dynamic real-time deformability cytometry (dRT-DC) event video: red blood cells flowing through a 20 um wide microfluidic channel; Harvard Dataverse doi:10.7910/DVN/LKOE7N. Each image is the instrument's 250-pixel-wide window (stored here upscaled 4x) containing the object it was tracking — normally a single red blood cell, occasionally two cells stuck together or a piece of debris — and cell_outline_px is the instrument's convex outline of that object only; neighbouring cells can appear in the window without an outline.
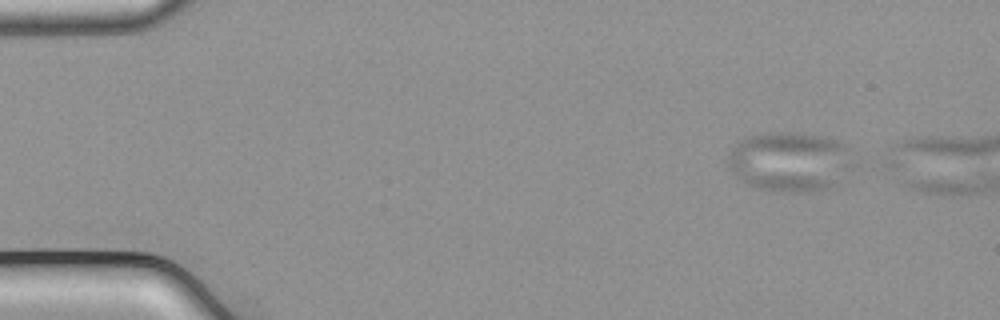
{"species": "common noctule bat (a hibernating species)", "species_latin": "Nyctalus noctula", "temperature_condition": "cold", "stored_images_in_passage": 7, "camera_frame_rate_fps": 3000, "um_per_image_px": 0.085, "animal": {"sex": "male", "body_mass_g": 21.5, "forearm_length_mm": 52.0}, "frame": {"image": 1, "passage_image": 1, "time_ms": 0.0, "image_size_px": [1000, 320], "cell_outline_px": [[856, 164], [852, 168], [828, 188], [816, 192], [784, 192], [760, 188], [744, 180], [728, 168], [728, 156], [732, 148], [736, 144], [752, 136], [780, 132], [792, 132], [824, 136], [836, 140], [844, 144], [848, 148]], "centroid_in_image_um": [67.21, 13.74], "position_along_channel_um": 17.8, "area_um2": 43.12}}